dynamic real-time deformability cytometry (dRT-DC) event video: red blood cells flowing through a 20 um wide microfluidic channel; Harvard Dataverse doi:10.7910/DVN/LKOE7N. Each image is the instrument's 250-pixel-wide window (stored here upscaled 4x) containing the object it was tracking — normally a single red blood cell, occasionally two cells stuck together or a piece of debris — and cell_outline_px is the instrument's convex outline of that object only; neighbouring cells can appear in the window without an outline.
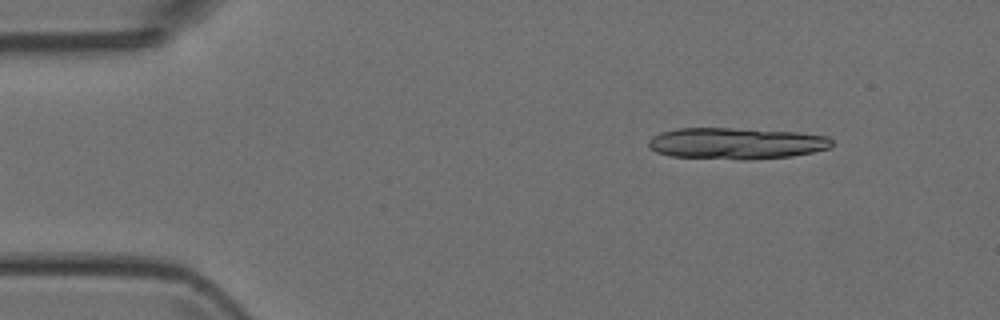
{"species": "Egyptian fruit bat (a non-hibernating species)", "species_latin": "Rousettus aegyptiacus", "temperature_condition": "room temperature", "stored_images_in_passage": 4, "camera_frame_rate_fps": 3000, "um_per_image_px": 0.085, "animal": {"sex": "female"}, "frame": {"image": 1, "passage_image": 1, "time_ms": 0.0, "image_size_px": [1000, 320], "cell_outline_px": [[832, 148], [792, 156], [748, 160], [740, 160], [668, 156], [656, 152], [648, 148], [648, 140], [652, 136], [660, 132], [676, 128], [732, 128], [796, 132], [828, 136], [832, 140]], "centroid_in_image_um": [62.54, 12.19], "position_along_channel_um": 22.5, "area_um2": 33.99}}
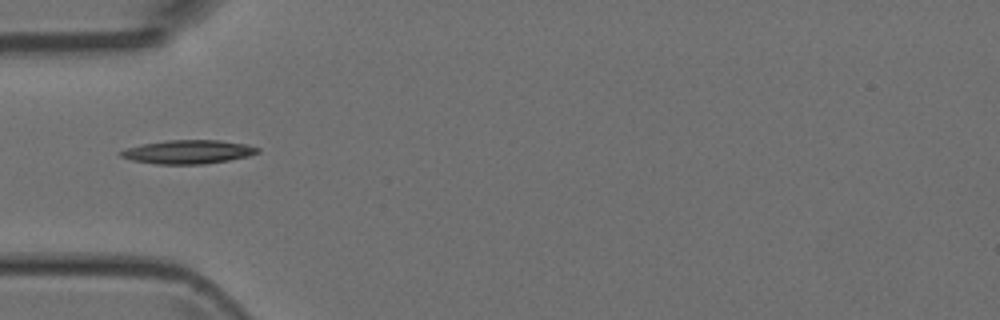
{"frame": {"image": 2, "passage_image": 4, "time_ms": 3.333, "image_size_px": [1000, 320], "cell_outline_px": [[260, 152], [248, 156], [228, 160], [204, 164], [156, 164], [132, 160], [120, 156], [116, 152], [124, 148], [144, 144], [168, 140], [220, 140], [248, 144], [260, 148]], "centroid_in_image_um": [15.98, 12.9], "position_along_channel_um": 69.0, "area_um2": 19.02}}